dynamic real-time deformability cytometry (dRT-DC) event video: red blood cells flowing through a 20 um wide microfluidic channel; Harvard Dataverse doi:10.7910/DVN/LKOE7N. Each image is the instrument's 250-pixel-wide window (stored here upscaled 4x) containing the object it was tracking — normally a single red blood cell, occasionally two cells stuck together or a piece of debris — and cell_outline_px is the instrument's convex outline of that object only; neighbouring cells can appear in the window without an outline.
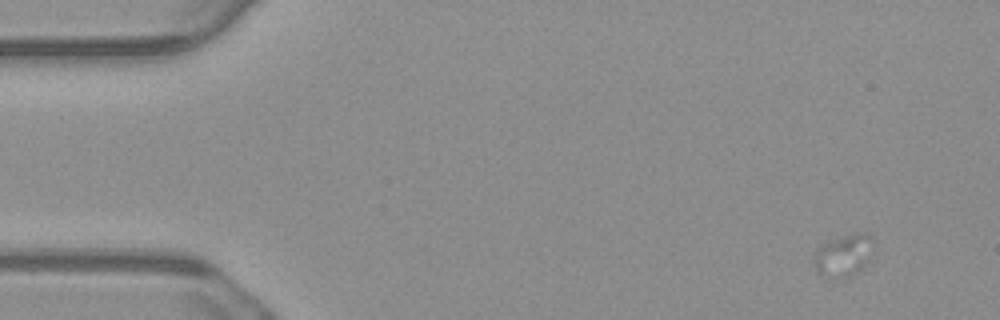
{"species": "common noctule bat (a hibernating species)", "species_latin": "Nyctalus noctula", "temperature_condition": "warm", "stored_images_in_passage": 20, "camera_frame_rate_fps": 3000, "um_per_image_px": 0.085, "animal": {"sex": "male", "body_mass_g": 23.1, "forearm_length_mm": 52.7}, "frame": {"image": 1, "passage_image": 4, "time_ms": 1.0, "image_size_px": [1000, 320], "cell_outline_px": [[872, 240], [868, 260], [852, 276], [844, 280], [824, 276], [816, 272], [812, 264], [816, 252], [828, 240], [856, 232], [864, 232], [872, 236]], "centroid_in_image_um": [71.66, 21.73], "position_along_channel_um": 13.3, "area_um2": 14.57}}
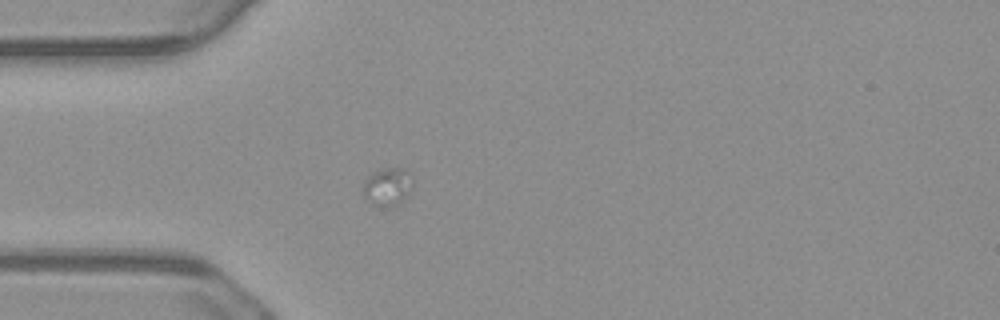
{"frame": {"image": 2, "passage_image": 17, "time_ms": 5.333, "image_size_px": [1000, 320], "cell_outline_px": [[412, 184], [400, 204], [396, 208], [380, 208], [372, 204], [364, 196], [364, 176], [372, 172], [384, 168], [404, 168], [412, 180]], "centroid_in_image_um": [32.89, 15.9], "position_along_channel_um": 52.1, "area_um2": 11.16}}